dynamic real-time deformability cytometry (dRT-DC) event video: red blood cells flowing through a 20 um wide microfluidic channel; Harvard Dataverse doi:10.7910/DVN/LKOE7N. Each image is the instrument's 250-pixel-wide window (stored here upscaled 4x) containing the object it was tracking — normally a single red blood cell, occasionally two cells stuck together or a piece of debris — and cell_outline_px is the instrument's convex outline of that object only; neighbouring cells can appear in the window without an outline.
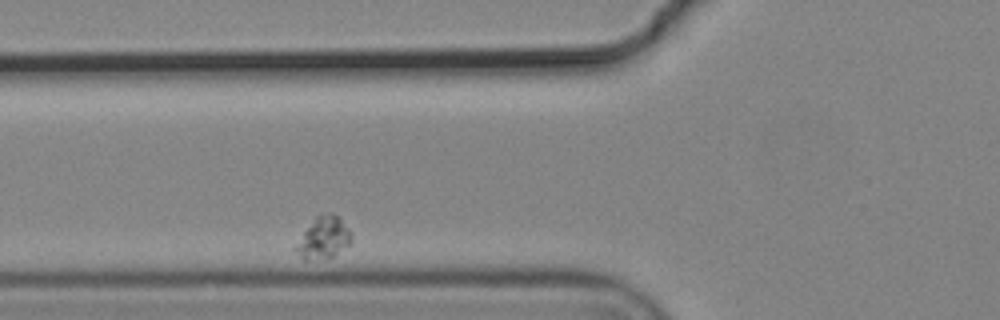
{"species": "common noctule bat (a hibernating species)", "species_latin": "Nyctalus noctula", "temperature_condition": "cold", "stored_images_in_passage": 2, "camera_frame_rate_fps": 3000, "um_per_image_px": 0.085, "animal": {"sex": "male", "body_mass_g": 19.2, "forearm_length_mm": 51.8}, "frame": {"image": 1, "passage_image": 2, "time_ms": 0.333, "image_size_px": [1000, 320], "cell_outline_px": [[352, 240], [348, 244], [332, 256], [308, 260], [304, 260], [292, 248], [316, 216], [320, 212], [332, 212], [340, 216], [352, 232]], "centroid_in_image_um": [27.5, 20.16], "position_along_channel_um": 98.3, "area_um2": 13.58}}